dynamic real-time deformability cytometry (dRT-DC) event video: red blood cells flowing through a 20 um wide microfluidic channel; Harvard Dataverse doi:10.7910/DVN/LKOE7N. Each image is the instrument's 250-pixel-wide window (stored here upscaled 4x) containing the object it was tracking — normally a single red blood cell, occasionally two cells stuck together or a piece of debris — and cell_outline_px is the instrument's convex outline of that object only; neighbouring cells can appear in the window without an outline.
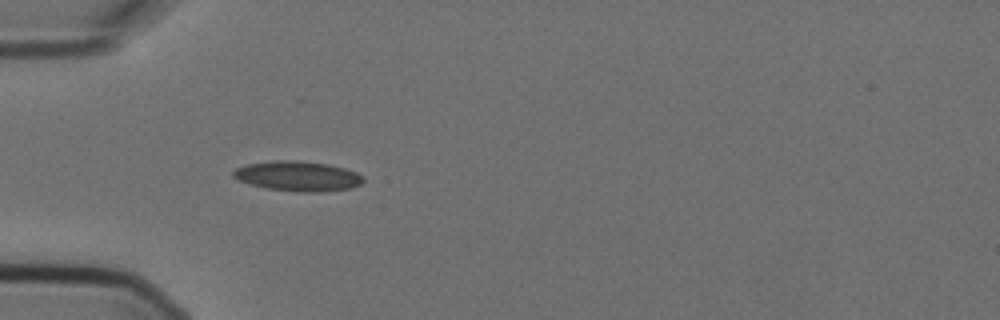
{"species": "Egyptian fruit bat (a non-hibernating species)", "species_latin": "Rousettus aegyptiacus", "temperature_condition": "cold", "stored_images_in_passage": 2, "camera_frame_rate_fps": 3000, "um_per_image_px": 0.085, "animal": {"sex": "female"}, "frame": {"image": 1, "passage_image": 1, "time_ms": 0.0, "image_size_px": [1000, 320], "cell_outline_px": [[364, 180], [360, 184], [352, 188], [320, 192], [296, 192], [264, 188], [240, 180], [232, 176], [232, 172], [236, 168], [248, 164], [276, 160], [296, 160], [328, 164], [344, 168], [356, 172], [364, 176]], "centroid_in_image_um": [25.34, 14.97], "position_along_channel_um": 59.7, "area_um2": 22.72}}
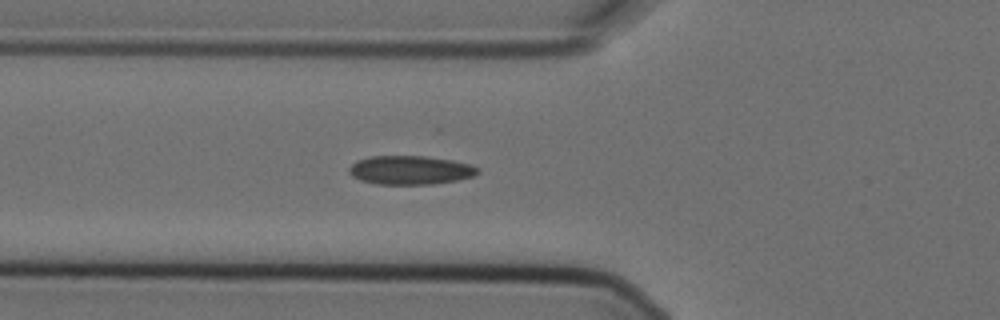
{"frame": {"image": 2, "passage_image": 2, "time_ms": 0.333, "image_size_px": [1000, 320], "cell_outline_px": [[480, 172], [472, 176], [456, 180], [432, 184], [376, 184], [360, 180], [352, 176], [348, 172], [348, 168], [356, 160], [372, 156], [424, 156], [452, 160], [468, 164], [480, 168]], "centroid_in_image_um": [34.84, 14.46], "position_along_channel_um": 91.0, "area_um2": 21.56}}